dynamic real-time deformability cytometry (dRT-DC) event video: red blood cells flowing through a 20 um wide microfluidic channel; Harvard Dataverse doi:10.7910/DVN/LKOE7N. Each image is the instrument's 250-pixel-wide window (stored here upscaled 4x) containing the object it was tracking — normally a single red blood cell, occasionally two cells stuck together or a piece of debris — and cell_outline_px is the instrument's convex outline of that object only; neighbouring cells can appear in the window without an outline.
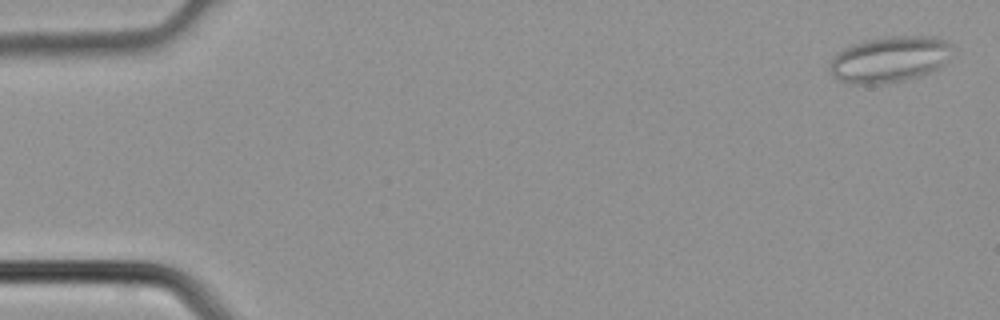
{"species": "common noctule bat (a hibernating species)", "species_latin": "Nyctalus noctula", "temperature_condition": "cold", "stored_images_in_passage": 5, "camera_frame_rate_fps": 3000, "um_per_image_px": 0.085, "animal": {"sex": "male", "body_mass_g": 21.5, "forearm_length_mm": 52.0}, "frame": {"image": 1, "passage_image": 5, "time_ms": 1.333, "image_size_px": [1000, 320], "cell_outline_px": [[952, 48], [944, 64], [940, 68], [920, 76], [904, 80], [872, 84], [856, 84], [840, 80], [832, 76], [828, 68], [828, 64], [832, 56], [836, 52], [852, 44], [864, 40], [888, 36], [936, 36], [948, 40], [952, 44]], "centroid_in_image_um": [75.6, 5.02], "position_along_channel_um": 9.4, "area_um2": 33.23}}